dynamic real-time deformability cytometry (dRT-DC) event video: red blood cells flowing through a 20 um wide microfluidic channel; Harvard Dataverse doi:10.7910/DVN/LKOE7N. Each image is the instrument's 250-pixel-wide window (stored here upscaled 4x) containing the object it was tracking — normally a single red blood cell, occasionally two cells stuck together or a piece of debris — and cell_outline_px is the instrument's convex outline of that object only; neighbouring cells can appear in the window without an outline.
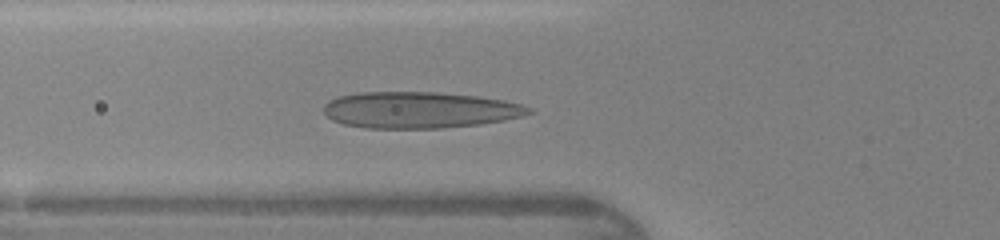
{"species": "human", "species_latin": "Homo sapiens", "temperature_condition": "warm", "stored_images_in_passage": 31, "camera_frame_rate_fps": 3000, "um_per_image_px": 0.085, "donor": {"sex": "female"}, "frame": {"image": 1, "passage_image": 6, "time_ms": 1.667, "image_size_px": [1000, 240], "cell_outline_px": [[536, 112], [504, 120], [480, 124], [440, 128], [364, 128], [344, 124], [332, 120], [324, 112], [324, 104], [328, 100], [340, 96], [360, 92], [436, 92], [476, 96], [504, 100], [520, 104], [532, 108]], "centroid_in_image_um": [35.66, 9.35], "position_along_channel_um": 90.1, "area_um2": 43.47}}
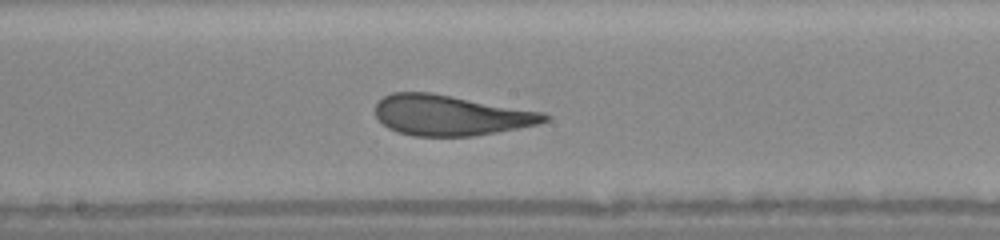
{"frame": {"image": 2, "passage_image": 14, "time_ms": 4.333, "image_size_px": [1000, 240], "cell_outline_px": [[548, 120], [536, 124], [496, 132], [472, 136], [412, 136], [396, 132], [388, 128], [376, 116], [376, 104], [384, 96], [392, 92], [432, 92], [544, 112], [548, 116]], "centroid_in_image_um": [38.26, 9.79], "position_along_channel_um": 209.9, "area_um2": 39.71}}
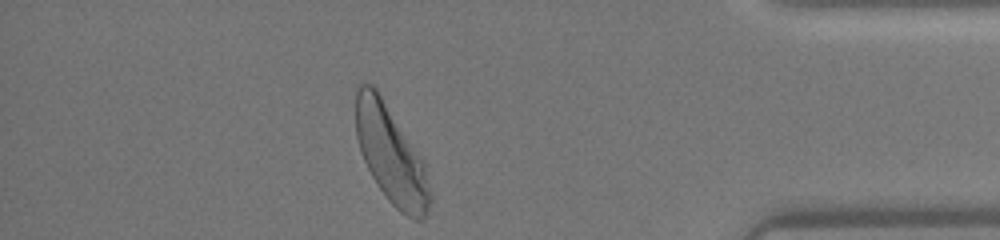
{"frame": {"image": 3, "passage_image": 29, "time_ms": 9.333, "image_size_px": [1000, 240], "cell_outline_px": [[432, 200], [428, 212], [420, 220], [416, 220], [400, 212], [388, 200], [372, 176], [364, 160], [356, 136], [356, 84], [372, 84], [376, 88], [424, 160], [432, 192]], "centroid_in_image_um": [33.26, 13.16], "position_along_channel_um": 401.9, "area_um2": 42.25}}